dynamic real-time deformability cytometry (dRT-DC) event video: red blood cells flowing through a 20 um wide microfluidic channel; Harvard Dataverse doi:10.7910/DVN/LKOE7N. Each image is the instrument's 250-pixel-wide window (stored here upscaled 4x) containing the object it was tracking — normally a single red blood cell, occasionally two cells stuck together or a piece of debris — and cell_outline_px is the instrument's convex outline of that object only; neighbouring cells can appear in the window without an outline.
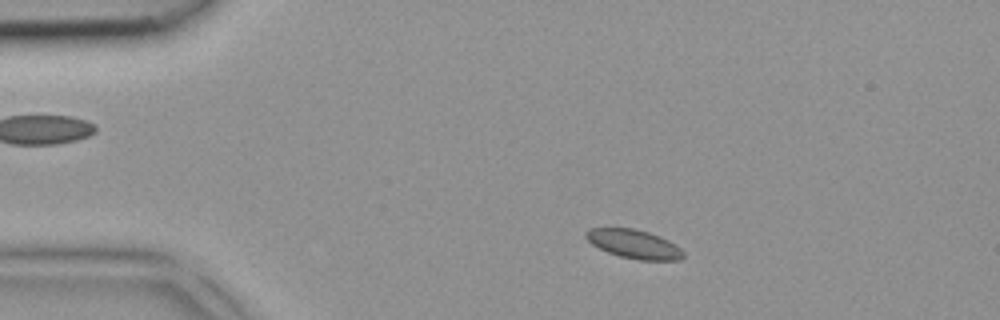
{"species": "common noctule bat (a hibernating species)", "species_latin": "Nyctalus noctula", "temperature_condition": "room temperature", "stored_images_in_passage": 2, "camera_frame_rate_fps": 3000, "um_per_image_px": 0.085, "animal": {"sex": "female", "body_mass_g": 18.4}, "frame": {"image": 1, "passage_image": 1, "time_ms": 0.0, "image_size_px": [1000, 320], "cell_outline_px": [[684, 256], [680, 260], [640, 260], [620, 256], [608, 252], [592, 244], [584, 236], [584, 232], [588, 228], [632, 228], [648, 232], [660, 236], [668, 240], [680, 248], [684, 252]], "centroid_in_image_um": [53.88, 20.74], "position_along_channel_um": 31.1, "area_um2": 16.3}}